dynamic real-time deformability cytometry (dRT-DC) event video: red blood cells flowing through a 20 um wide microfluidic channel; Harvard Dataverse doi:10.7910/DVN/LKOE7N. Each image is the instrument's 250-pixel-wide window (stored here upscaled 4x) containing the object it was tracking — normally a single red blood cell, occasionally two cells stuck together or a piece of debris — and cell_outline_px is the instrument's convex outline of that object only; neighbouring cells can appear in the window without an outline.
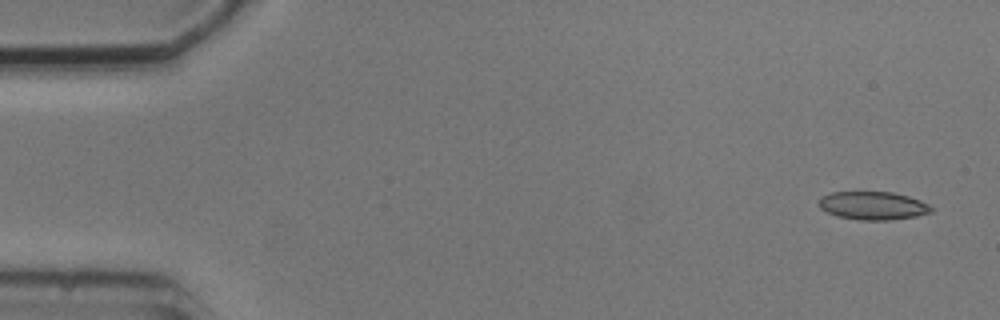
{"species": "common noctule bat (a hibernating species)", "species_latin": "Nyctalus noctula", "temperature_condition": "cold", "stored_images_in_passage": 3, "camera_frame_rate_fps": 3000, "um_per_image_px": 0.085, "animal": {"sex": "male", "body_mass_g": 20.5, "forearm_length_mm": 52.5}, "frame": {"image": 1, "passage_image": 3, "time_ms": 2.333, "image_size_px": [1000, 320], "cell_outline_px": [[932, 212], [916, 216], [888, 220], [860, 220], [836, 216], [820, 208], [820, 200], [824, 196], [832, 192], [892, 192], [908, 196], [920, 200], [928, 204], [932, 208]], "centroid_in_image_um": [74.22, 17.48], "position_along_channel_um": 10.8, "area_um2": 18.26}}